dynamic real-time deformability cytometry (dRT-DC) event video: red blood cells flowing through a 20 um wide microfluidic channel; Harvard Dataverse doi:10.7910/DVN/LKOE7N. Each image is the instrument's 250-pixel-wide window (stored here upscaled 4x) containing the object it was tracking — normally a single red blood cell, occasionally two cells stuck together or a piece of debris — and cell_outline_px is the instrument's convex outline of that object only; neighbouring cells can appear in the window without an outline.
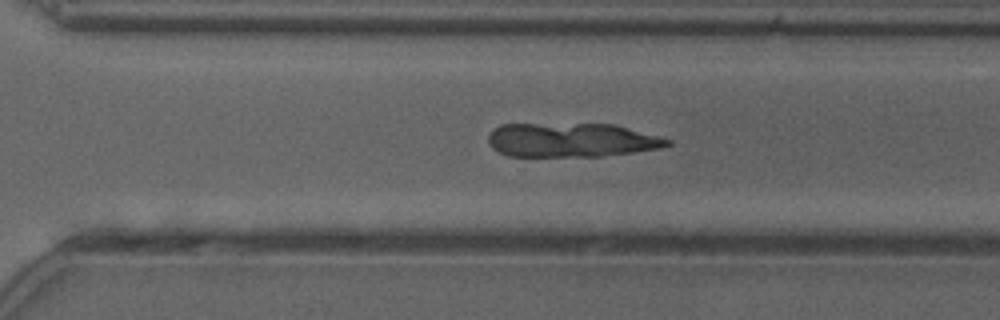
{"species": "common noctule bat (a hibernating species)", "species_latin": "Nyctalus noctula", "temperature_condition": "cold", "stored_images_in_passage": 50, "camera_frame_rate_fps": 3000, "um_per_image_px": 0.085, "animal": {"sex": "female"}, "frame": {"image": 1, "passage_image": 35, "time_ms": 11.333, "image_size_px": [1000, 320], "cell_outline_px": [[672, 144], [660, 148], [604, 156], [508, 156], [492, 148], [488, 144], [488, 136], [492, 128], [500, 124], [612, 124], [672, 140]], "centroid_in_image_um": [48.51, 11.9], "position_along_channel_um": 322.1, "area_um2": 35.49}}
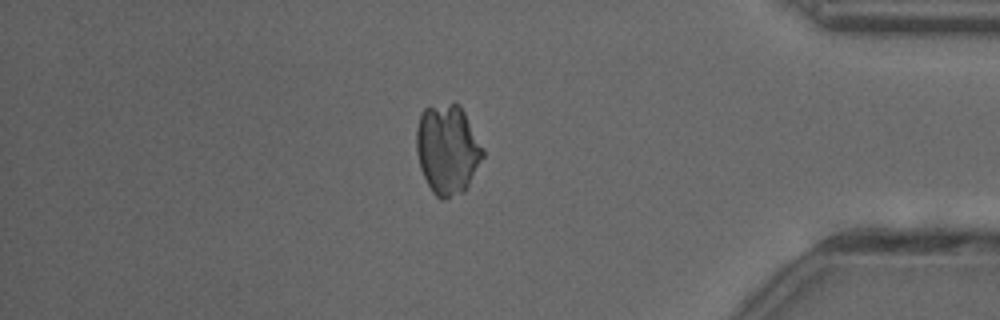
{"frame": {"image": 2, "passage_image": 43, "time_ms": 14.0, "image_size_px": [1000, 320], "cell_outline_px": [[484, 156], [468, 188], [464, 192], [444, 200], [440, 200], [432, 192], [420, 168], [416, 152], [416, 128], [420, 112], [424, 108], [456, 100], [460, 104], [484, 148]], "centroid_in_image_um": [38.04, 12.68], "position_along_channel_um": 397.2, "area_um2": 35.55}}